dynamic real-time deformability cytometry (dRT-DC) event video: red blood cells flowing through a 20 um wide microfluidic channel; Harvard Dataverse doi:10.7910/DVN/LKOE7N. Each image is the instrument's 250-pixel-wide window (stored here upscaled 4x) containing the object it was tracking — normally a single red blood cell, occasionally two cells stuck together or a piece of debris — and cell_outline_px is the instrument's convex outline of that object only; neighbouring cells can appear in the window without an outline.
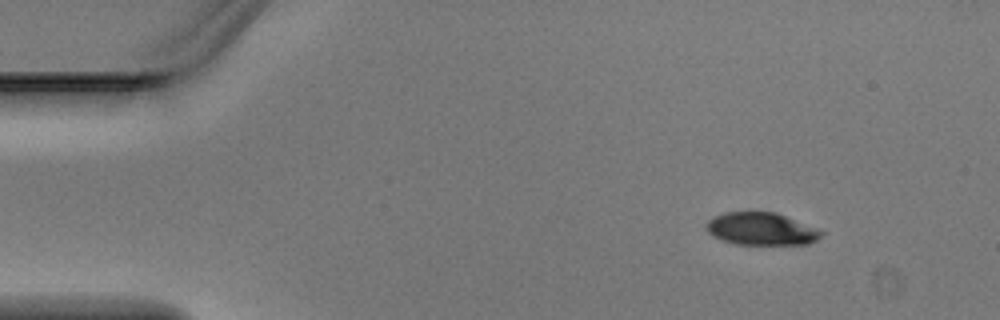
{"species": "Egyptian fruit bat (a non-hibernating species)", "species_latin": "Rousettus aegyptiacus", "temperature_condition": "warm", "stored_images_in_passage": 2, "segment_of_instrument_passage": [2, 2], "camera_frame_rate_fps": 3000, "um_per_image_px": 0.085, "animal": {"sex": "male"}, "frame": {"image": 1, "passage_image": 2, "time_ms": 0.333, "image_size_px": [1000, 320], "cell_outline_px": [[824, 232], [816, 240], [808, 244], [736, 244], [720, 240], [712, 236], [704, 228], [708, 220], [724, 212], [776, 212], [816, 228]], "centroid_in_image_um": [64.66, 19.46], "position_along_channel_um": 20.3, "area_um2": 21.73}}